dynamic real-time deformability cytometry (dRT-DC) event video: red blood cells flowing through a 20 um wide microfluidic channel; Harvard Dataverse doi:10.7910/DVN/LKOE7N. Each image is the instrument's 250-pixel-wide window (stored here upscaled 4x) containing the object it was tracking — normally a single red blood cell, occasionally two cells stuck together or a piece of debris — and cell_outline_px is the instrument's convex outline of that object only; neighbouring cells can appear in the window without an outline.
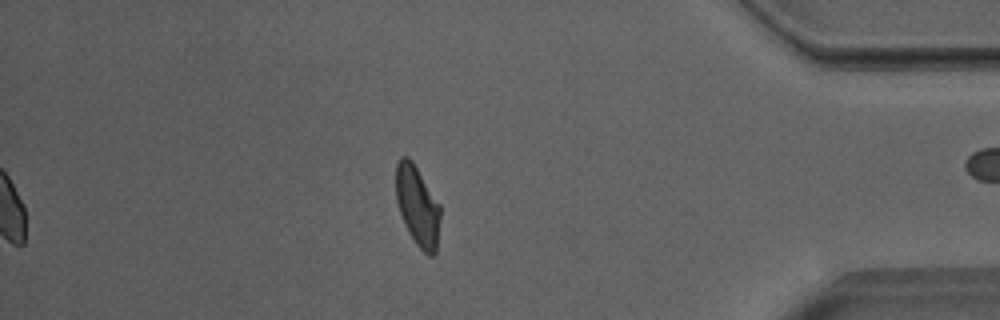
{"species": "Egyptian fruit bat (a non-hibernating species)", "species_latin": "Rousettus aegyptiacus", "temperature_condition": "room temperature", "stored_images_in_passage": 44, "camera_frame_rate_fps": 3000, "um_per_image_px": 0.085, "animal": {"sex": "male"}, "frame": {"image": 1, "passage_image": 44, "time_ms": 14.333, "image_size_px": [1000, 320], "cell_outline_px": [[440, 216], [436, 252], [432, 256], [428, 256], [416, 244], [408, 232], [400, 212], [396, 200], [396, 164], [400, 156], [408, 156], [412, 160], [440, 204]], "centroid_in_image_um": [35.48, 17.49], "position_along_channel_um": 399.7, "area_um2": 20.69}, "authors_computed_cell_mechanics": {"area_um2": 21.5016, "velocity_mm_per_s": 4.0018, "shape_relaxation_time_tau1_ms": 6.4775, "shape_relaxation_time_tau2_ms": 1.3488, "deformation_change_tau1": 0.1668, "deformation_change_tau2": 0.0789}}